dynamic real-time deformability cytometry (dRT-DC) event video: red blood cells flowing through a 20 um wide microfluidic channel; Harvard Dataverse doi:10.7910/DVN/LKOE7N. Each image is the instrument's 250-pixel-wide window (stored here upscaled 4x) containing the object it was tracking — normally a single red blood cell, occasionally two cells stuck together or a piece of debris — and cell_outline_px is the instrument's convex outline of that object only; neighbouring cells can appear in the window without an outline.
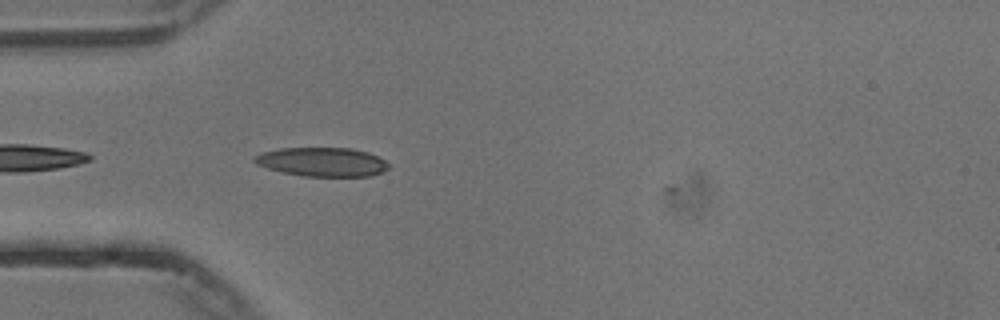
{"species": "common noctule bat (a hibernating species)", "species_latin": "Nyctalus noctula", "temperature_condition": "cold", "stored_images_in_passage": 22, "camera_frame_rate_fps": 3000, "um_per_image_px": 0.085, "animal": {"sex": "male", "body_mass_g": 13.3}, "frame": {"image": 1, "passage_image": 2, "time_ms": 0.333, "image_size_px": [1000, 320], "cell_outline_px": [[388, 168], [384, 172], [372, 176], [304, 176], [284, 172], [268, 168], [256, 164], [252, 160], [260, 152], [280, 148], [352, 148], [368, 152], [384, 160], [388, 164]], "centroid_in_image_um": [27.39, 13.76], "position_along_channel_um": 57.6, "area_um2": 22.6}}
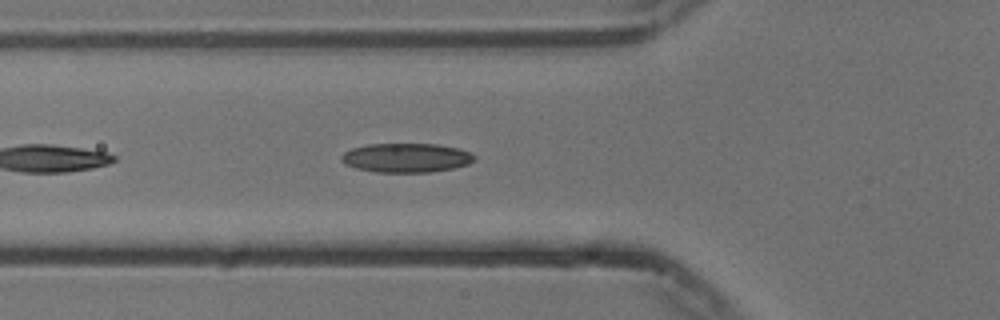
{"frame": {"image": 2, "passage_image": 5, "time_ms": 1.333, "image_size_px": [1000, 320], "cell_outline_px": [[476, 160], [468, 164], [452, 168], [428, 172], [376, 172], [356, 168], [344, 164], [340, 160], [340, 156], [344, 152], [352, 148], [368, 144], [436, 144], [456, 148], [472, 152], [476, 156]], "centroid_in_image_um": [34.52, 13.41], "position_along_channel_um": 91.3, "area_um2": 22.66}}
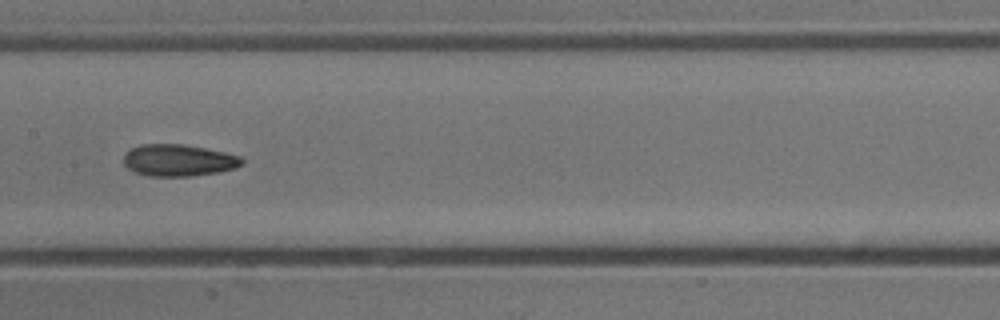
{"frame": {"image": 3, "passage_image": 13, "time_ms": 4.0, "image_size_px": [1000, 320], "cell_outline_px": [[244, 164], [236, 168], [220, 172], [192, 176], [148, 176], [136, 172], [128, 168], [124, 164], [124, 156], [132, 148], [140, 144], [184, 144], [224, 152], [240, 156], [244, 160]], "centroid_in_image_um": [15.21, 13.63], "position_along_channel_um": 192.2, "area_um2": 21.96}}